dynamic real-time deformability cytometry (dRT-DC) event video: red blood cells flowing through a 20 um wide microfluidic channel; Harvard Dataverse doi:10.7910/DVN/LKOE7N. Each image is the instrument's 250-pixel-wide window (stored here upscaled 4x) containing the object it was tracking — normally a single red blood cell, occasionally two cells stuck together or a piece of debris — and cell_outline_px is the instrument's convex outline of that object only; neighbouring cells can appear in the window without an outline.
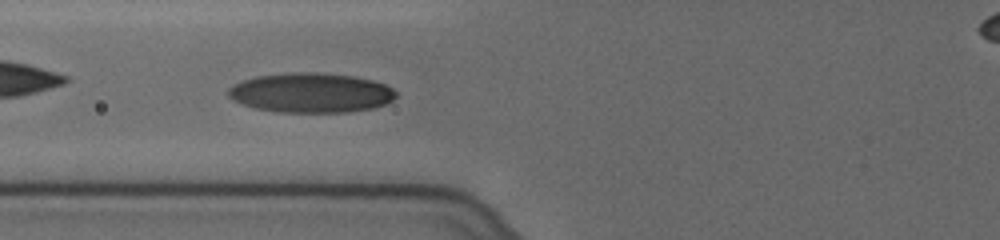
{"species": "human", "species_latin": "Homo sapiens", "temperature_condition": "cold", "stored_images_in_passage": 61, "segment_of_instrument_passage": [1, 2], "camera_frame_rate_fps": 3000, "um_per_image_px": 0.085, "donor": {"sex": "female"}, "frame": {"image": 1, "passage_image": 27, "time_ms": 8.667, "image_size_px": [1000, 240], "cell_outline_px": [[396, 96], [392, 100], [384, 104], [372, 108], [348, 112], [276, 112], [256, 108], [232, 100], [228, 96], [228, 88], [244, 80], [256, 76], [296, 72], [308, 72], [352, 76], [372, 80], [384, 84], [392, 88], [396, 92]], "centroid_in_image_um": [26.42, 7.89], "position_along_channel_um": 99.4, "area_um2": 38.44}}
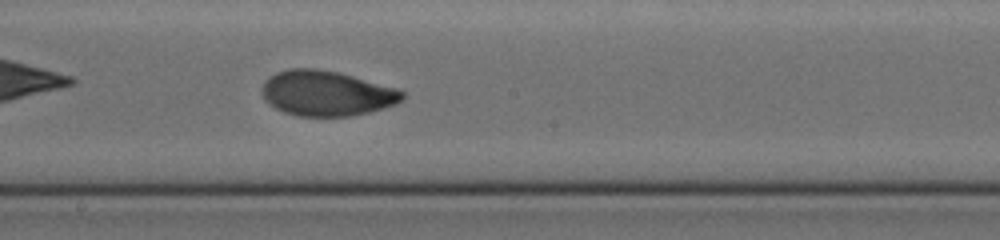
{"frame": {"image": 2, "passage_image": 37, "time_ms": 12.0, "image_size_px": [1000, 240], "cell_outline_px": [[404, 96], [396, 104], [384, 108], [368, 112], [348, 116], [296, 116], [284, 112], [276, 108], [264, 100], [264, 80], [276, 72], [288, 68], [316, 68], [336, 72], [352, 76], [396, 88], [404, 92]], "centroid_in_image_um": [27.74, 7.93], "position_along_channel_um": 220.5, "area_um2": 36.65}}
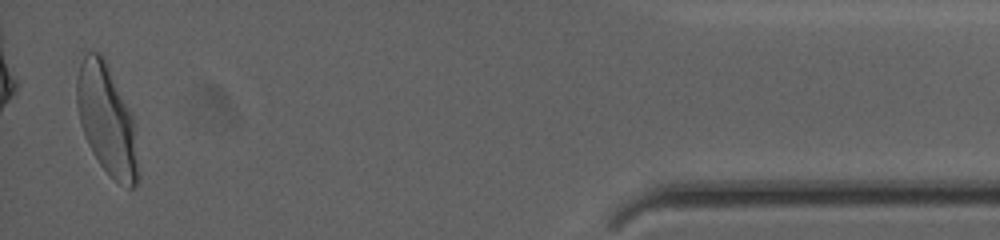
{"frame": {"image": 3, "passage_image": 59, "time_ms": 19.333, "image_size_px": [1000, 240], "cell_outline_px": [[140, 176], [136, 184], [132, 188], [128, 188], [120, 184], [100, 164], [92, 152], [84, 136], [80, 124], [76, 104], [76, 80], [80, 64], [84, 52], [100, 52], [132, 116]], "centroid_in_image_um": [9.05, 10.22], "position_along_channel_um": 426.2, "area_um2": 38.78}}